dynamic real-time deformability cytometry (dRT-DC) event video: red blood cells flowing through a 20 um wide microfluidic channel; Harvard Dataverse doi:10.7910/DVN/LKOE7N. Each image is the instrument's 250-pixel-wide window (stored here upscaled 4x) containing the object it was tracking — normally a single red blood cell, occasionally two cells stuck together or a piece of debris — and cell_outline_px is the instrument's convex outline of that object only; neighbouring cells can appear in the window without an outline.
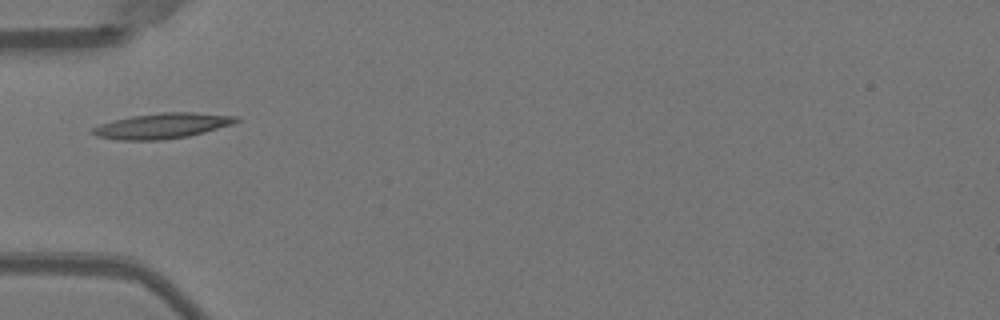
{"species": "Egyptian fruit bat (a non-hibernating species)", "species_latin": "Rousettus aegyptiacus", "temperature_condition": "warm", "stored_images_in_passage": 35, "camera_frame_rate_fps": 3000, "um_per_image_px": 0.085, "animal": {"sex": "female"}, "frame": {"image": 1, "passage_image": 1, "time_ms": 0.0, "image_size_px": [1000, 320], "cell_outline_px": [[240, 120], [232, 124], [204, 132], [188, 136], [164, 140], [120, 140], [96, 136], [92, 132], [92, 128], [100, 124], [112, 120], [132, 116], [160, 112], [192, 112], [240, 116]], "centroid_in_image_um": [13.8, 10.69], "position_along_channel_um": 71.2, "area_um2": 21.27}}
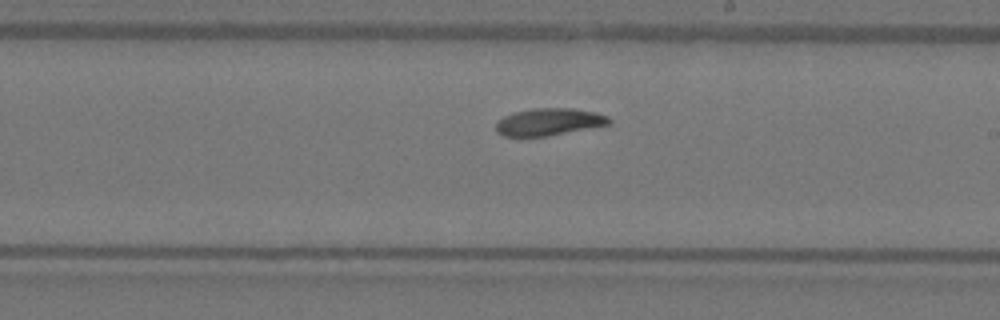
{"frame": {"image": 2, "passage_image": 14, "time_ms": 4.333, "image_size_px": [1000, 320], "cell_outline_px": [[612, 120], [608, 124], [548, 136], [504, 136], [496, 132], [496, 124], [504, 116], [516, 112], [532, 108], [572, 108], [596, 112], [608, 116]], "centroid_in_image_um": [46.66, 10.35], "position_along_channel_um": 242.3, "area_um2": 17.74}}
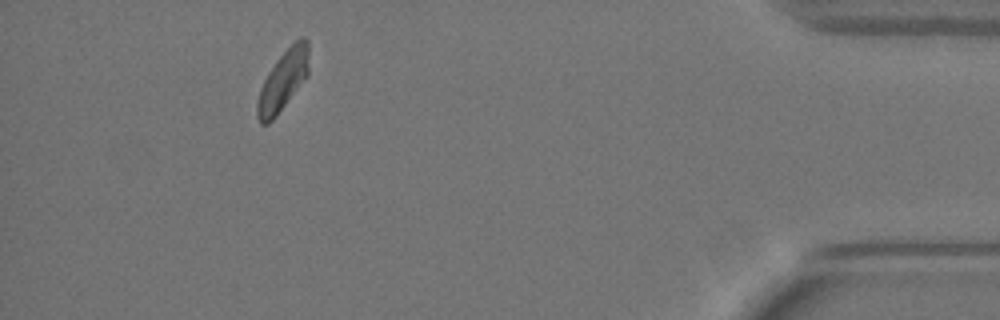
{"frame": {"image": 3, "passage_image": 31, "time_ms": 10.0, "image_size_px": [1000, 320], "cell_outline_px": [[308, 76], [276, 116], [268, 124], [260, 124], [256, 116], [256, 104], [260, 88], [268, 72], [276, 60], [300, 36], [304, 36], [308, 40]], "centroid_in_image_um": [24.04, 6.86], "position_along_channel_um": 411.2, "area_um2": 18.09}, "authors_computed_cell_mechanics": {"area_um2": 18.0914, "velocity_mm_per_s": 3.9357, "shape_relaxation_time_tau1_ms": 6.3201, "shape_relaxation_time_tau2_ms": null, "deformation_change_tau1": 0.1767, "deformation_change_tau2": null}}